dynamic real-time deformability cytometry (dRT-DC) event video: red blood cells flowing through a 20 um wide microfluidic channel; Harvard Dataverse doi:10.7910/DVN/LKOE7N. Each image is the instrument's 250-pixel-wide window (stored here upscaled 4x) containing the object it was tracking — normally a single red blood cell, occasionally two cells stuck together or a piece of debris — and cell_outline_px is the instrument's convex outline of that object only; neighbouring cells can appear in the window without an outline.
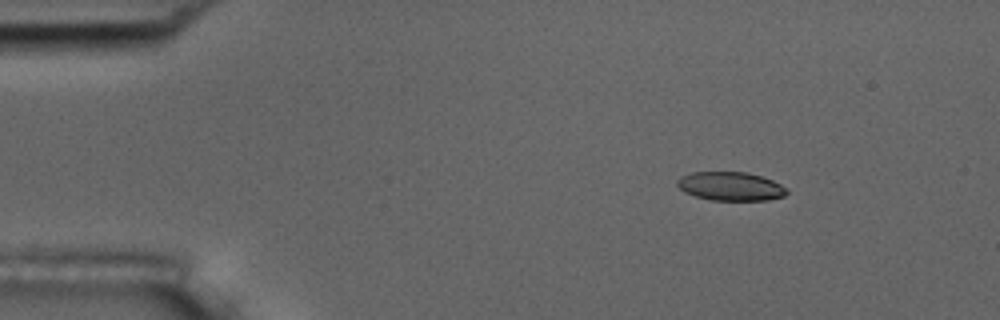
{"species": "common noctule bat (a hibernating species)", "species_latin": "Nyctalus noctula", "temperature_condition": "room temperature", "stored_images_in_passage": 48, "camera_frame_rate_fps": 3000, "um_per_image_px": 0.085, "animal": {"sex": "male", "body_mass_g": 17.5, "forearm_length_mm": 52.3}, "frame": {"image": 1, "passage_image": 1, "time_ms": 0.0, "image_size_px": [1000, 320], "cell_outline_px": [[788, 192], [784, 196], [768, 200], [712, 200], [696, 196], [684, 192], [676, 184], [676, 180], [680, 176], [692, 172], [744, 172], [760, 176], [772, 180], [788, 188]], "centroid_in_image_um": [62.09, 15.83], "position_along_channel_um": 22.9, "area_um2": 18.32}}
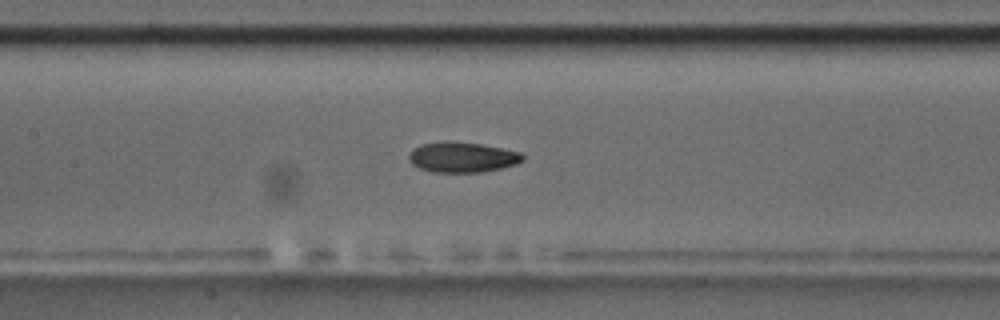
{"frame": {"image": 2, "passage_image": 19, "time_ms": 6.0, "image_size_px": [1000, 320], "cell_outline_px": [[524, 160], [516, 164], [500, 168], [480, 172], [432, 172], [420, 168], [412, 164], [408, 160], [408, 156], [412, 148], [424, 144], [444, 140], [448, 140], [480, 144], [520, 152], [524, 156]], "centroid_in_image_um": [39.26, 13.35], "position_along_channel_um": 168.1, "area_um2": 20.11}}
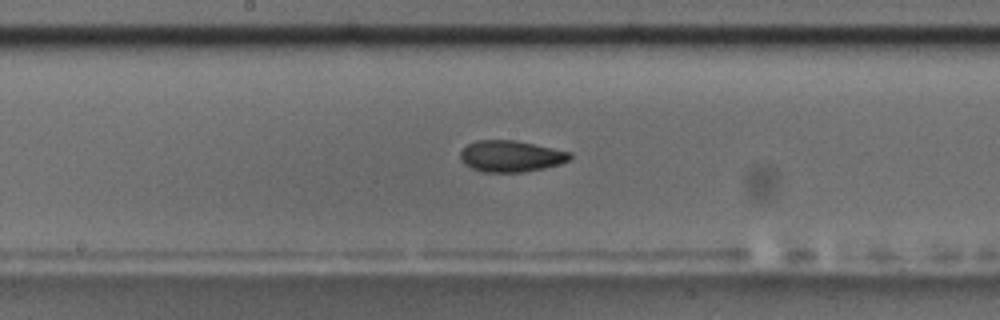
{"frame": {"image": 3, "passage_image": 22, "time_ms": 7.0, "image_size_px": [1000, 320], "cell_outline_px": [[572, 156], [568, 160], [560, 164], [544, 168], [524, 172], [484, 172], [472, 168], [464, 164], [460, 160], [460, 152], [468, 144], [476, 140], [516, 140], [572, 152]], "centroid_in_image_um": [43.42, 13.27], "position_along_channel_um": 204.8, "area_um2": 20.11}, "authors_computed_cell_mechanics": {"area_um2": 20.0566, "velocity_mm_per_s": 3.6967, "shape_relaxation_time_tau1_ms": 5.367, "shape_relaxation_time_tau2_ms": 3.9902, "deformation_change_tau1": 0.1506, "deformation_change_tau2": 0.0912}}